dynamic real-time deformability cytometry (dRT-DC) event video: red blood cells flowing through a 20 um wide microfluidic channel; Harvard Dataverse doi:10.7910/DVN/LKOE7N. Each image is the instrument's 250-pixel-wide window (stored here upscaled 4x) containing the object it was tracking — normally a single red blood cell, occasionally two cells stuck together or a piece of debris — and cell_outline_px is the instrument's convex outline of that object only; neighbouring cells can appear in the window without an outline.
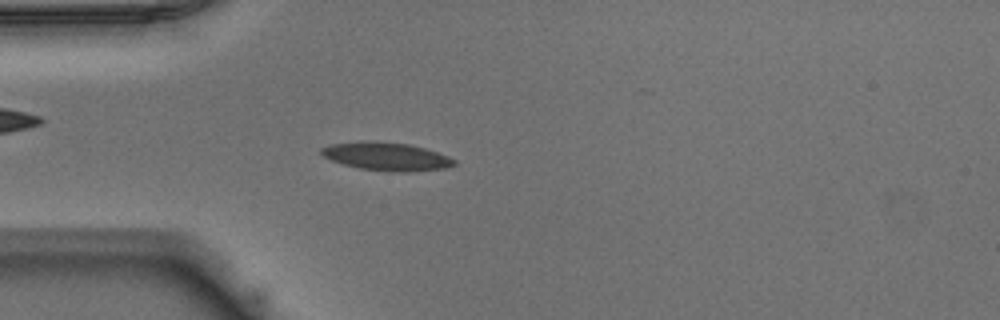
{"species": "Egyptian fruit bat (a non-hibernating species)", "species_latin": "Rousettus aegyptiacus", "temperature_condition": "warm", "stored_images_in_passage": 50, "camera_frame_rate_fps": 3000, "um_per_image_px": 0.085, "animal": {"sex": "male"}, "frame": {"image": 1, "passage_image": 13, "time_ms": 4.0, "image_size_px": [1000, 320], "cell_outline_px": [[456, 164], [444, 168], [408, 172], [392, 172], [360, 168], [344, 164], [332, 160], [324, 156], [320, 152], [320, 148], [332, 144], [360, 140], [372, 140], [408, 144], [424, 148], [448, 156], [456, 160]], "centroid_in_image_um": [32.83, 13.28], "position_along_channel_um": 52.2, "area_um2": 21.79}}
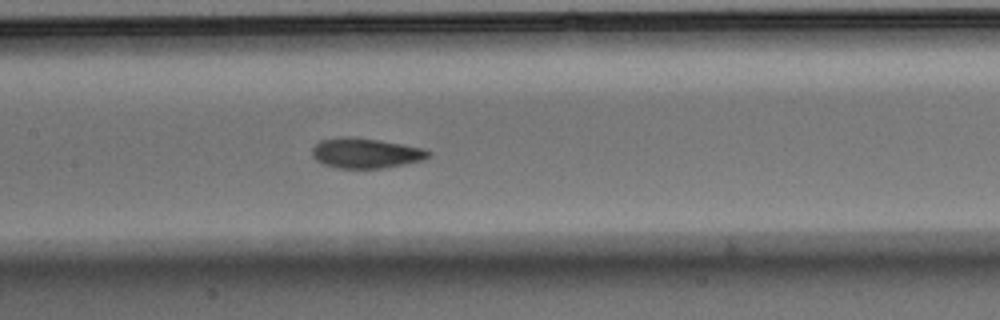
{"frame": {"image": 2, "passage_image": 23, "time_ms": 7.333, "image_size_px": [1000, 320], "cell_outline_px": [[432, 152], [428, 156], [420, 160], [404, 164], [384, 168], [336, 168], [324, 164], [316, 160], [312, 156], [312, 148], [320, 140], [340, 136], [352, 136], [380, 140], [424, 148]], "centroid_in_image_um": [31.05, 13.0], "position_along_channel_um": 176.4, "area_um2": 20.46}}
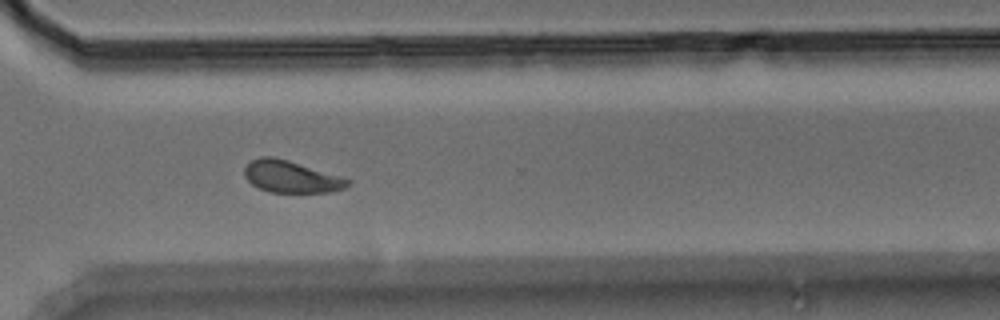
{"frame": {"image": 3, "passage_image": 36, "time_ms": 11.667, "image_size_px": [1000, 320], "cell_outline_px": [[352, 184], [344, 188], [332, 192], [268, 192], [252, 184], [244, 176], [244, 168], [252, 160], [260, 156], [272, 156], [288, 160], [344, 176], [352, 180]], "centroid_in_image_um": [24.8, 15.02], "position_along_channel_um": 345.8, "area_um2": 19.48}, "authors_computed_cell_mechanics": {"area_um2": 19.9699, "velocity_mm_per_s": 3.9249, "shape_relaxation_time_tau1_ms": 2.7599, "shape_relaxation_time_tau2_ms": 1.1406, "deformation_change_tau1": 0.1361, "deformation_change_tau2": 0.072}}